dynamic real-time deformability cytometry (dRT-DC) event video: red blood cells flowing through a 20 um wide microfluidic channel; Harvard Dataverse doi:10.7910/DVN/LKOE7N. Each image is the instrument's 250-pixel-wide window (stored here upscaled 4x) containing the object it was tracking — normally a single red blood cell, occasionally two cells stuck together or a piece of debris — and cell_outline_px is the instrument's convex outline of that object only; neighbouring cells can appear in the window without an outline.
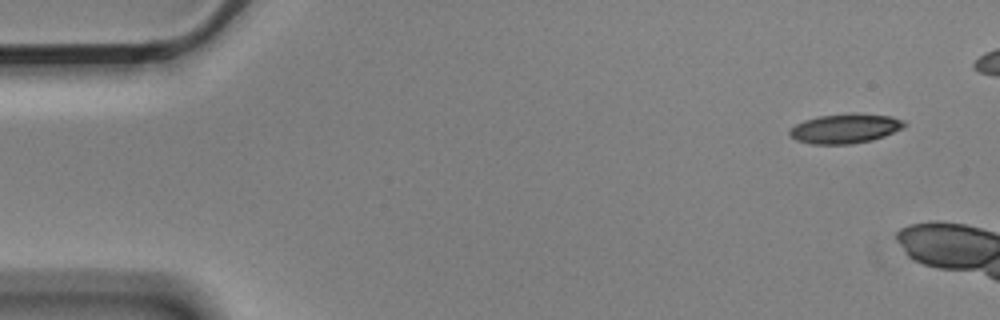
{"species": "Egyptian fruit bat (a non-hibernating species)", "species_latin": "Rousettus aegyptiacus", "temperature_condition": "cold", "stored_images_in_passage": 4, "camera_frame_rate_fps": 3000, "um_per_image_px": 0.085, "animal": {"sex": "male"}, "frame": {"image": 1, "passage_image": 1, "time_ms": 0.0, "image_size_px": [1000, 320], "cell_outline_px": [[908, 124], [904, 128], [884, 136], [872, 140], [852, 144], [812, 144], [796, 140], [788, 132], [796, 124], [804, 120], [820, 116], [848, 112], [856, 112], [892, 116], [904, 120]], "centroid_in_image_um": [71.9, 10.9], "position_along_channel_um": 13.1, "area_um2": 20.06}}